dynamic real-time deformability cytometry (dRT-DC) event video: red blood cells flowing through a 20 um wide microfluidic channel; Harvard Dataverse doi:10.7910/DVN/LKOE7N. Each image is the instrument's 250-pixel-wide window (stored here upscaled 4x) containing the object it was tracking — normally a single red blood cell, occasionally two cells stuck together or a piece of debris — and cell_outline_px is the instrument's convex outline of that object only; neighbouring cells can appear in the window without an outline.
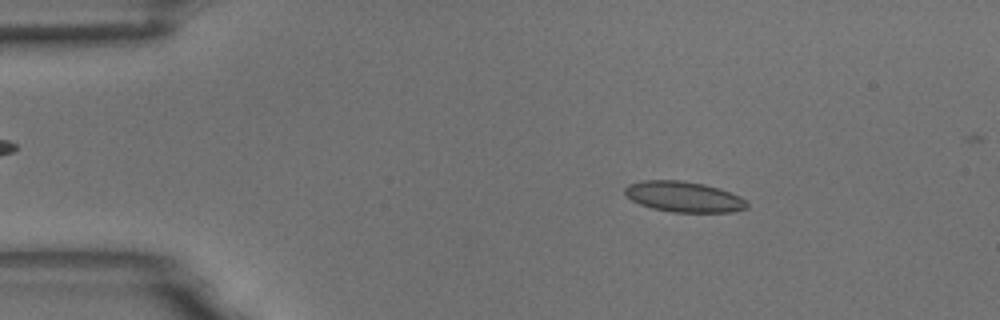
{"species": "common noctule bat (a hibernating species)", "species_latin": "Nyctalus noctula", "temperature_condition": "room temperature", "stored_images_in_passage": 9, "camera_frame_rate_fps": 3000, "um_per_image_px": 0.085, "animal": {"sex": "male", "body_mass_g": 18.8}, "frame": {"image": 1, "passage_image": 2, "time_ms": 0.333, "image_size_px": [1000, 320], "cell_outline_px": [[748, 208], [732, 212], [672, 212], [652, 208], [640, 204], [632, 200], [624, 192], [624, 188], [628, 184], [644, 180], [684, 180], [704, 184], [720, 188], [740, 196], [748, 204]], "centroid_in_image_um": [58.13, 16.72], "position_along_channel_um": 26.9, "area_um2": 21.85}}
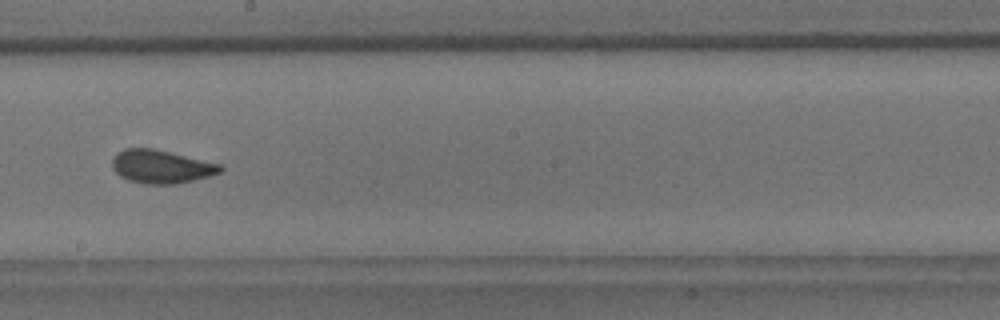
{"frame": {"image": 2, "passage_image": 8, "time_ms": 2.333, "image_size_px": [1000, 320], "cell_outline_px": [[224, 168], [220, 172], [208, 176], [176, 184], [144, 184], [128, 180], [120, 176], [112, 168], [112, 160], [124, 148], [152, 148], [220, 164]], "centroid_in_image_um": [13.68, 14.17], "position_along_channel_um": 234.5, "area_um2": 20.69}}
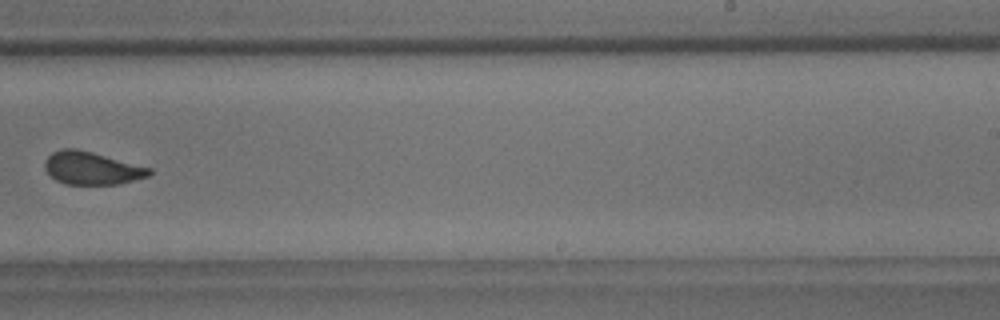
{"frame": {"image": 3, "passage_image": 9, "time_ms": 2.667, "image_size_px": [1000, 320], "cell_outline_px": [[152, 172], [148, 176], [120, 184], [64, 184], [56, 180], [44, 168], [44, 160], [52, 152], [64, 148], [76, 148], [92, 152], [152, 168]], "centroid_in_image_um": [7.79, 14.29], "position_along_channel_um": 281.2, "area_um2": 19.94}}